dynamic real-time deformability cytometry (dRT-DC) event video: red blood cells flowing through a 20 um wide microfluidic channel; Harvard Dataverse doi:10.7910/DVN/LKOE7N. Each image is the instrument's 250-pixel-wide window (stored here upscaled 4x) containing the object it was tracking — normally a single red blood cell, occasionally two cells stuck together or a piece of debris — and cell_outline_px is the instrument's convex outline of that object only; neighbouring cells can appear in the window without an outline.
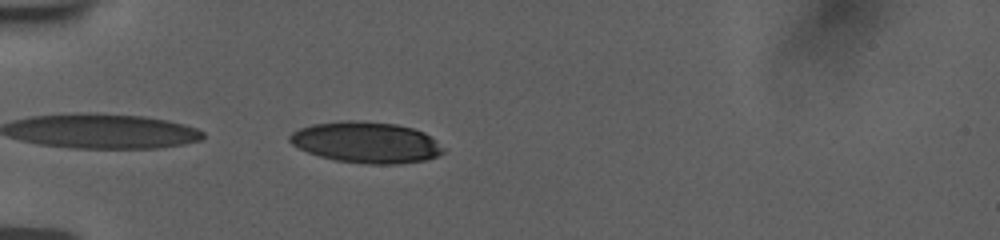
{"species": "human", "species_latin": "Homo sapiens", "temperature_condition": "room temperature", "stored_images_in_passage": 22, "camera_frame_rate_fps": 3000, "um_per_image_px": 0.085, "donor": {"sex": "female"}, "frame": {"image": 1, "passage_image": 1, "time_ms": 0.0, "image_size_px": [1000, 240], "cell_outline_px": [[444, 152], [436, 156], [424, 160], [400, 164], [368, 164], [336, 160], [320, 156], [308, 152], [292, 144], [288, 140], [288, 136], [292, 132], [300, 128], [312, 124], [348, 120], [352, 120], [396, 124], [412, 128], [424, 132], [432, 136], [444, 148]], "centroid_in_image_um": [31.14, 12.1], "position_along_channel_um": 53.9, "area_um2": 36.7}}
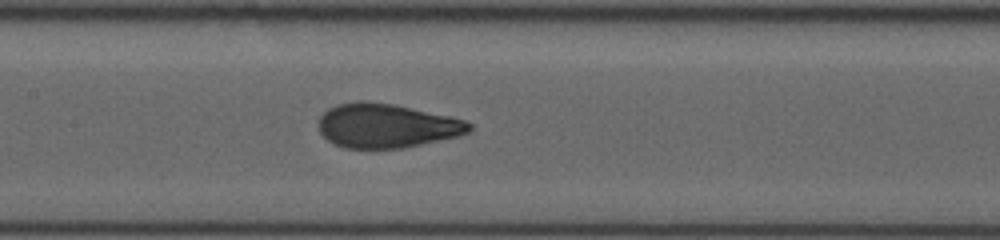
{"frame": {"image": 2, "passage_image": 12, "time_ms": 3.667, "image_size_px": [1000, 240], "cell_outline_px": [[472, 128], [468, 132], [456, 136], [404, 148], [344, 148], [328, 140], [320, 132], [320, 116], [328, 108], [336, 104], [360, 100], [392, 104], [452, 116], [464, 120], [472, 124]], "centroid_in_image_um": [32.85, 10.68], "position_along_channel_um": 174.5, "area_um2": 38.55}}
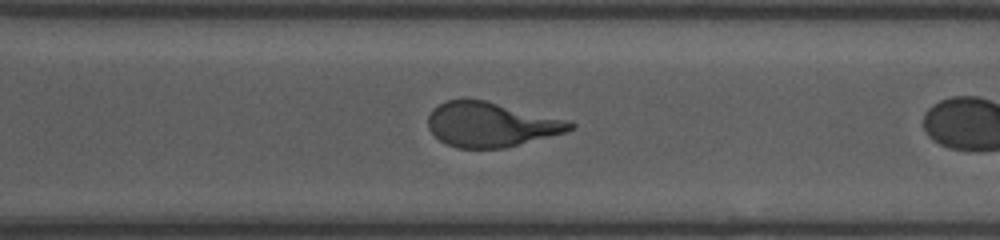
{"frame": {"image": 3, "passage_image": 21, "time_ms": 6.667, "image_size_px": [1000, 240], "cell_outline_px": [[576, 128], [564, 132], [504, 148], [456, 148], [440, 140], [428, 128], [428, 116], [432, 108], [444, 100], [484, 100], [568, 120], [576, 124]], "centroid_in_image_um": [41.71, 10.58], "position_along_channel_um": 328.9, "area_um2": 36.59}}